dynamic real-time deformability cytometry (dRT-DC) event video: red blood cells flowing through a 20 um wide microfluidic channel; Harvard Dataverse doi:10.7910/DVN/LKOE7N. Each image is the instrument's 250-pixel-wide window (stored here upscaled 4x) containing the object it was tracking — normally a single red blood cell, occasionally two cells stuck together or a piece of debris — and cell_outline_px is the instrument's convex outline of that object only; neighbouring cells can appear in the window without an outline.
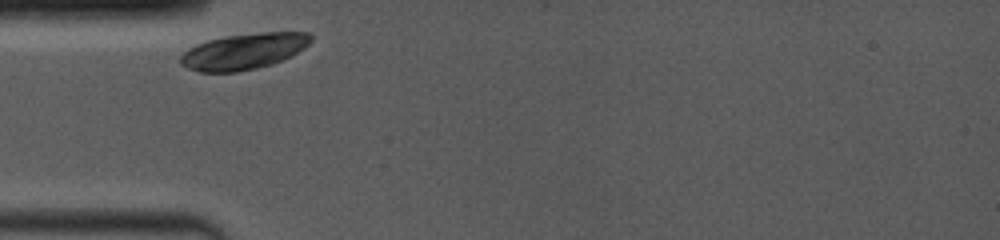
{"species": "common noctule bat (a hibernating species)", "species_latin": "Nyctalus noctula", "temperature_condition": "room temperature", "stored_images_in_passage": 6, "camera_frame_rate_fps": 4000, "um_per_image_px": 0.085, "animal": {"sex": "female", "body_mass_g": 19.0, "forearm_length_mm": 53.3}, "frame": {"image": 1, "passage_image": 1, "time_ms": 0.0, "image_size_px": [1000, 240], "cell_outline_px": [[312, 40], [304, 48], [272, 64], [256, 68], [236, 72], [200, 72], [188, 68], [180, 64], [180, 56], [188, 48], [196, 44], [208, 40], [224, 36], [260, 32], [308, 32], [312, 36]], "centroid_in_image_um": [20.69, 4.36], "position_along_channel_um": 64.3, "area_um2": 27.22}}
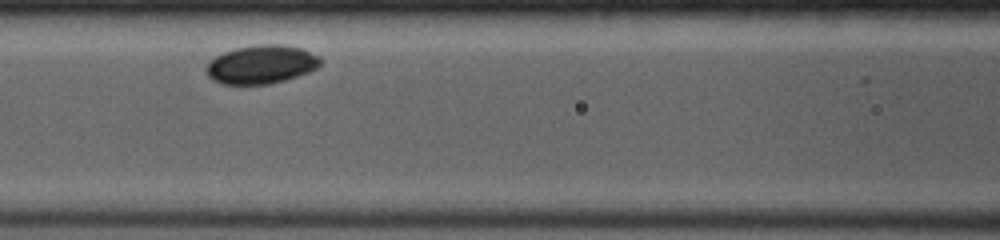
{"frame": {"image": 2, "passage_image": 3, "time_ms": 2.25, "image_size_px": [1000, 240], "cell_outline_px": [[320, 64], [316, 68], [308, 72], [284, 80], [268, 84], [224, 84], [212, 80], [208, 76], [208, 64], [216, 56], [224, 52], [236, 48], [256, 44], [284, 44], [300, 48], [320, 56]], "centroid_in_image_um": [22.23, 5.47], "position_along_channel_um": 144.4, "area_um2": 25.37}}
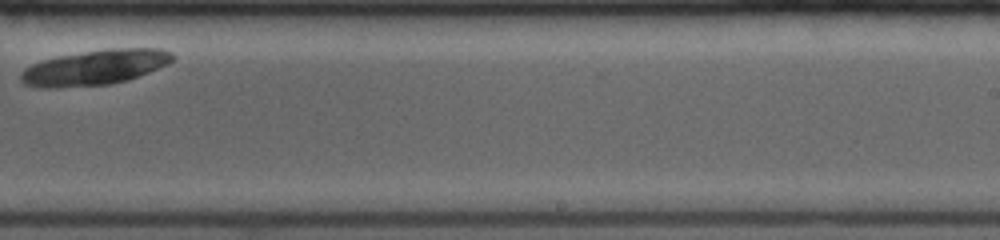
{"frame": {"image": 3, "passage_image": 6, "time_ms": 6.0, "image_size_px": [1000, 240], "cell_outline_px": [[176, 56], [168, 64], [128, 80], [112, 84], [56, 88], [40, 88], [24, 84], [20, 80], [20, 72], [24, 68], [32, 64], [44, 60], [60, 56], [108, 48], [160, 48], [172, 52]], "centroid_in_image_um": [8.07, 5.74], "position_along_channel_um": 280.9, "area_um2": 31.15}}